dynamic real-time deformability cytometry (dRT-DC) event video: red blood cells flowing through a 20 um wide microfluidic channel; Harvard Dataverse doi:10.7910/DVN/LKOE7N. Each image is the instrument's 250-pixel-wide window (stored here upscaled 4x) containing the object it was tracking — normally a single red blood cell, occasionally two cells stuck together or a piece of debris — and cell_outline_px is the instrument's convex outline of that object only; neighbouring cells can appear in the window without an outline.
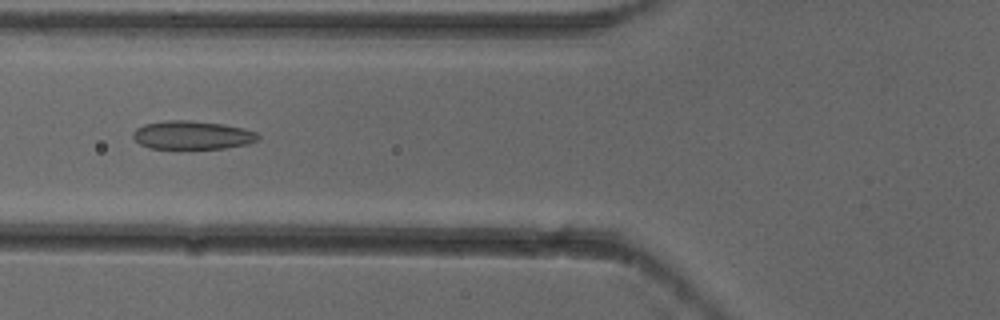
{"species": "common noctule bat (a hibernating species)", "species_latin": "Nyctalus noctula", "temperature_condition": "cold", "stored_images_in_passage": 8, "camera_frame_rate_fps": 3000, "um_per_image_px": 0.085, "animal": {"sex": "female"}, "frame": {"image": 1, "passage_image": 5, "time_ms": 1.333, "image_size_px": [1000, 320], "cell_outline_px": [[260, 136], [256, 140], [248, 144], [224, 148], [148, 148], [140, 144], [132, 136], [132, 132], [136, 128], [144, 124], [164, 120], [188, 120], [224, 124], [244, 128], [256, 132]], "centroid_in_image_um": [16.32, 11.47], "position_along_channel_um": 109.5, "area_um2": 20.75}}
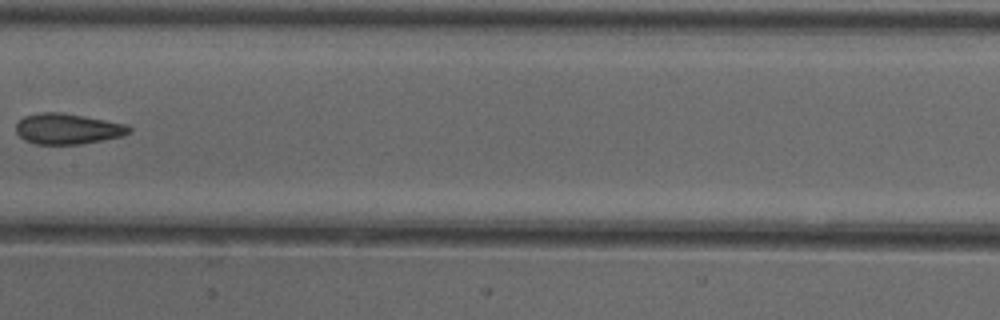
{"frame": {"image": 2, "passage_image": 7, "time_ms": 2.0, "image_size_px": [1000, 320], "cell_outline_px": [[132, 132], [120, 136], [80, 144], [36, 144], [24, 140], [16, 132], [16, 124], [24, 116], [40, 112], [60, 112], [84, 116], [128, 124], [132, 128]], "centroid_in_image_um": [5.75, 10.94], "position_along_channel_um": 201.7, "area_um2": 20.17}}
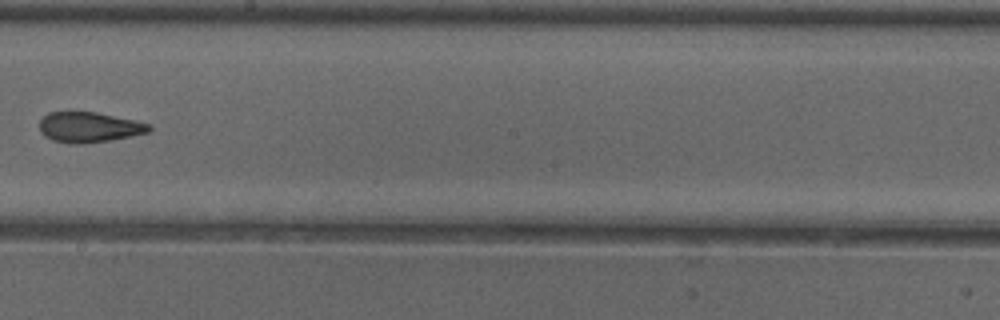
{"frame": {"image": 3, "passage_image": 8, "time_ms": 2.333, "image_size_px": [1000, 320], "cell_outline_px": [[152, 128], [148, 132], [132, 136], [112, 140], [84, 144], [72, 144], [52, 140], [44, 136], [40, 132], [40, 120], [48, 112], [68, 108], [96, 112], [132, 120], [148, 124]], "centroid_in_image_um": [7.48, 10.78], "position_along_channel_um": 240.7, "area_um2": 20.0}}